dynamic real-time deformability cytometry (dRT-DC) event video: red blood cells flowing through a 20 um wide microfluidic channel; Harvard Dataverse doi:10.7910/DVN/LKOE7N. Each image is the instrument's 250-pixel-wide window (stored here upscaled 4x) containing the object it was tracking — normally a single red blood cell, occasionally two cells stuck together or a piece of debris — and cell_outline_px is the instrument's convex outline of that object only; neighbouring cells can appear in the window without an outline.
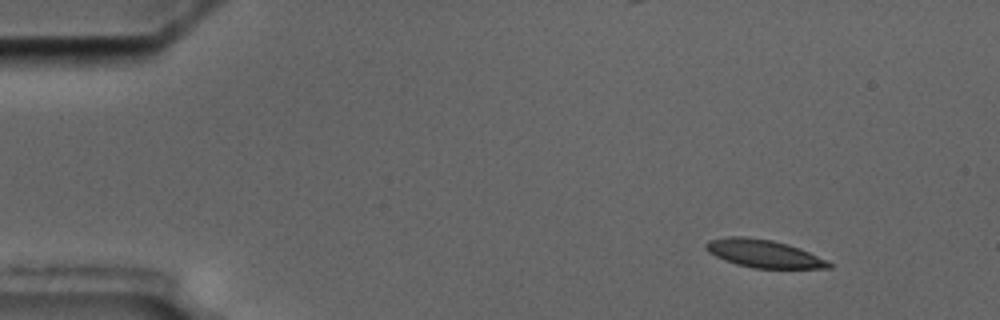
{"species": "common noctule bat (a hibernating species)", "species_latin": "Nyctalus noctula", "temperature_condition": "cold", "stored_images_in_passage": 4, "camera_frame_rate_fps": 3000, "um_per_image_px": 0.085, "animal": {"sex": "male", "body_mass_g": 17.5, "forearm_length_mm": 52.3}, "frame": {"image": 1, "passage_image": 1, "time_ms": 0.0, "image_size_px": [1000, 320], "cell_outline_px": [[832, 268], [752, 268], [736, 264], [724, 260], [708, 252], [704, 248], [704, 244], [708, 240], [728, 236], [744, 236], [772, 240], [788, 244], [800, 248], [832, 264]], "centroid_in_image_um": [64.84, 21.54], "position_along_channel_um": 20.2, "area_um2": 19.88}}
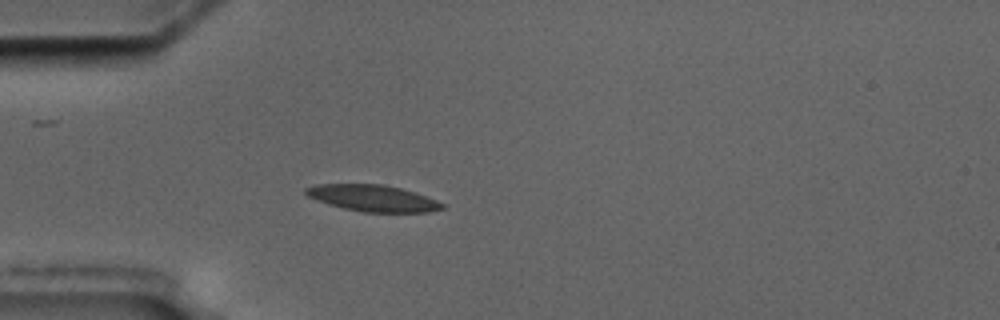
{"frame": {"image": 2, "passage_image": 4, "time_ms": 3.333, "image_size_px": [1000, 320], "cell_outline_px": [[444, 208], [428, 212], [364, 212], [344, 208], [328, 204], [308, 196], [304, 192], [304, 188], [316, 184], [384, 184], [400, 188], [436, 200], [444, 204]], "centroid_in_image_um": [31.66, 16.84], "position_along_channel_um": 53.3, "area_um2": 20.81}}